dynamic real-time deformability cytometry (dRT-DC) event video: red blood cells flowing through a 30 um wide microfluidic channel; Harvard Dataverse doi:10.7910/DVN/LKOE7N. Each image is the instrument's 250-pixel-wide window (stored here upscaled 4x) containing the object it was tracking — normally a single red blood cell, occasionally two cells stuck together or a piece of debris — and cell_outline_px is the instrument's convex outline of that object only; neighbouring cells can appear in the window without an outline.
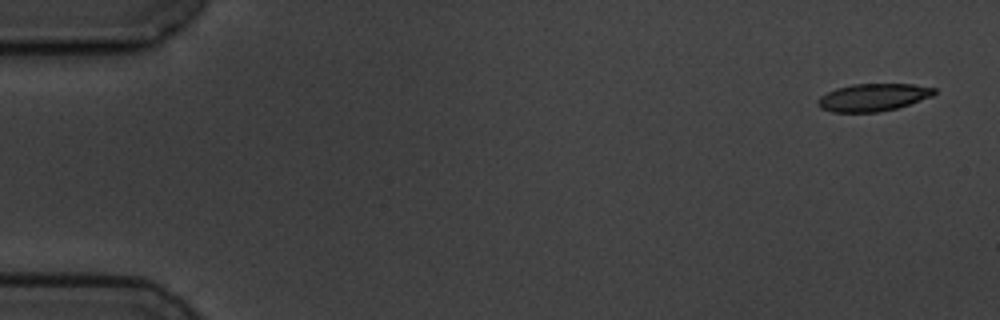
{"species": "common noctule bat (a hibernating species)", "species_latin": "Nyctalus noctula", "temperature_condition": "cold", "stored_images_in_passage": 5, "camera_frame_rate_fps": 3000, "um_per_image_px": 0.085, "animal": {"sex": "male", "body_mass_g": 19.5, "forearm_length_mm": 54.6}, "frame": {"image": 1, "passage_image": 1, "time_ms": 0.0, "image_size_px": [1000, 320], "cell_outline_px": [[936, 92], [932, 96], [896, 108], [876, 112], [832, 112], [820, 108], [816, 104], [816, 100], [820, 96], [836, 88], [852, 84], [912, 84], [936, 88]], "centroid_in_image_um": [74.17, 8.27], "position_along_channel_um": 10.8, "area_um2": 18.61}}
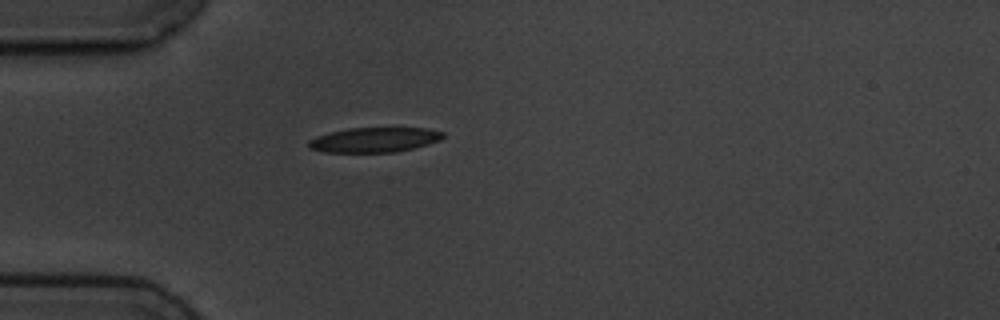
{"frame": {"image": 2, "passage_image": 5, "time_ms": 4.667, "image_size_px": [1000, 320], "cell_outline_px": [[444, 136], [440, 140], [428, 144], [396, 152], [324, 152], [308, 148], [308, 140], [316, 136], [348, 128], [424, 128], [444, 132]], "centroid_in_image_um": [31.8, 11.89], "position_along_channel_um": 53.2, "area_um2": 19.36}}